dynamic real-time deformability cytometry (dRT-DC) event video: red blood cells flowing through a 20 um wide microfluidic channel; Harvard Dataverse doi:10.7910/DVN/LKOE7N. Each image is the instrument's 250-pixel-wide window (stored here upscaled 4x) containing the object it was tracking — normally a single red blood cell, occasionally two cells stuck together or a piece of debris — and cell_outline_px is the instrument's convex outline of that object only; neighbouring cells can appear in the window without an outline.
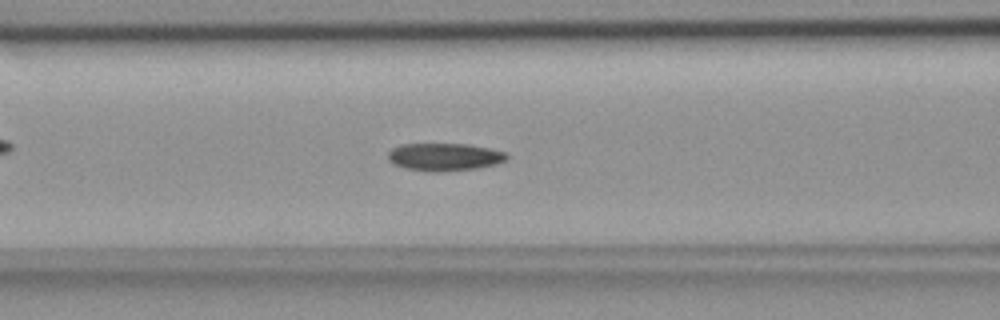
{"species": "common noctule bat (a hibernating species)", "species_latin": "Nyctalus noctula", "temperature_condition": "room temperature", "stored_images_in_passage": 53, "camera_frame_rate_fps": 3000, "um_per_image_px": 0.085, "animal": {"sex": "female", "body_mass_g": 18.4}, "frame": {"image": 1, "passage_image": 21, "time_ms": 6.667, "image_size_px": [1000, 320], "cell_outline_px": [[508, 156], [504, 160], [496, 164], [476, 168], [444, 172], [432, 172], [408, 168], [396, 164], [388, 160], [388, 152], [392, 148], [400, 144], [468, 144], [492, 148], [508, 152]], "centroid_in_image_um": [37.81, 13.33], "position_along_channel_um": 128.8, "area_um2": 19.19}}
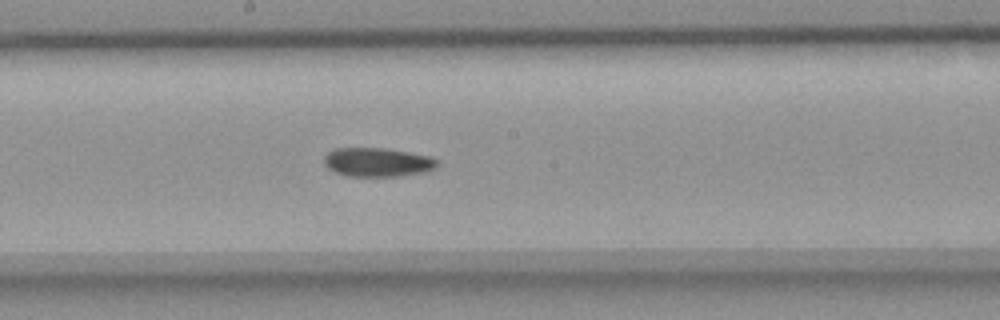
{"frame": {"image": 2, "passage_image": 28, "time_ms": 9.0, "image_size_px": [1000, 320], "cell_outline_px": [[440, 164], [436, 168], [424, 172], [396, 176], [348, 176], [336, 172], [328, 168], [324, 164], [324, 156], [328, 152], [336, 148], [384, 148], [408, 152], [428, 156], [436, 160]], "centroid_in_image_um": [32.07, 13.78], "position_along_channel_um": 216.1, "area_um2": 18.96}}
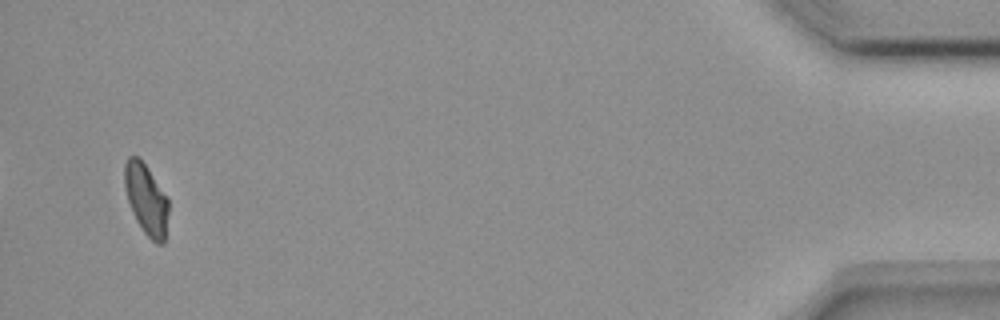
{"frame": {"image": 3, "passage_image": 51, "time_ms": 16.667, "image_size_px": [1000, 320], "cell_outline_px": [[168, 212], [164, 244], [156, 244], [144, 232], [136, 220], [128, 200], [124, 188], [124, 164], [128, 156], [136, 156], [148, 168], [168, 196]], "centroid_in_image_um": [12.43, 16.93], "position_along_channel_um": 422.8, "area_um2": 18.15}, "authors_computed_cell_mechanics": {"area_um2": 18.9584, "velocity_mm_per_s": 3.7644, "shape_relaxation_time_tau1_ms": null, "shape_relaxation_time_tau2_ms": 8.1086, "deformation_change_tau1": null, "deformation_change_tau2": 0.1329}}